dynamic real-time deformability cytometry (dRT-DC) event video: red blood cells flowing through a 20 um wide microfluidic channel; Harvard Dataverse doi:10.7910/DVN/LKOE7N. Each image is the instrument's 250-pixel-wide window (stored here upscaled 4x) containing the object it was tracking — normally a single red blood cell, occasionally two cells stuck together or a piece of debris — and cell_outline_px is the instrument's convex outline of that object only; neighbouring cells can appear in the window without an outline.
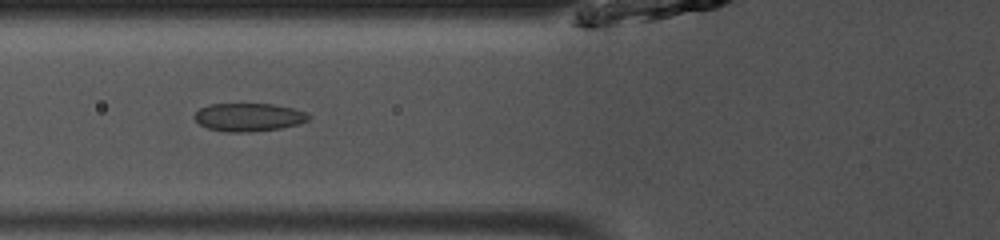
{"species": "common noctule bat (a hibernating species)", "species_latin": "Nyctalus noctula", "temperature_condition": "room temperature", "stored_images_in_passage": 48, "camera_frame_rate_fps": 3000, "um_per_image_px": 0.085, "animal": {"sex": "male", "body_mass_g": 13.0, "forearm_length_mm": 53.1}, "frame": {"image": 1, "passage_image": 18, "time_ms": 5.667, "image_size_px": [1000, 240], "cell_outline_px": [[312, 116], [308, 120], [296, 124], [280, 128], [252, 132], [224, 132], [208, 128], [200, 124], [192, 116], [200, 108], [208, 104], [272, 104], [292, 108], [308, 112]], "centroid_in_image_um": [21.13, 9.96], "position_along_channel_um": 104.7, "area_um2": 18.79}}
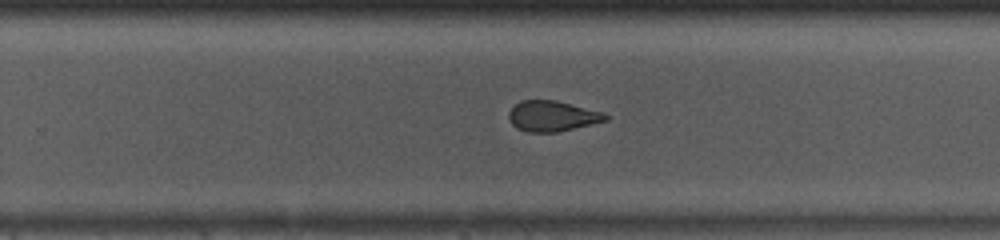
{"frame": {"image": 2, "passage_image": 31, "time_ms": 10.0, "image_size_px": [1000, 240], "cell_outline_px": [[608, 120], [592, 124], [556, 132], [528, 132], [516, 128], [508, 120], [508, 112], [520, 100], [556, 100], [604, 112], [608, 116]], "centroid_in_image_um": [46.93, 9.86], "position_along_channel_um": 282.9, "area_um2": 17.28}}
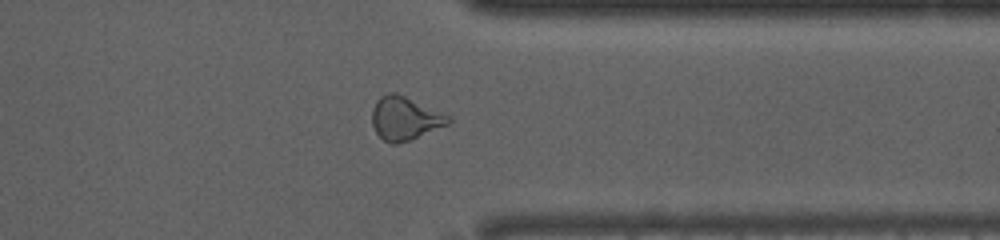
{"frame": {"image": 3, "passage_image": 38, "time_ms": 12.333, "image_size_px": [1000, 240], "cell_outline_px": [[452, 120], [448, 124], [412, 140], [396, 144], [392, 144], [384, 140], [376, 132], [372, 124], [372, 108], [376, 100], [380, 96], [392, 92], [396, 92], [448, 116]], "centroid_in_image_um": [34.38, 10.07], "position_along_channel_um": 377.0, "area_um2": 19.07}, "authors_computed_cell_mechanics": {"area_um2": 19.5364, "velocity_mm_per_s": 4.0956, "shape_relaxation_time_tau1_ms": 3.871, "shape_relaxation_time_tau2_ms": 2.548, "deformation_change_tau1": 0.1026, "deformation_change_tau2": 0.0776}}